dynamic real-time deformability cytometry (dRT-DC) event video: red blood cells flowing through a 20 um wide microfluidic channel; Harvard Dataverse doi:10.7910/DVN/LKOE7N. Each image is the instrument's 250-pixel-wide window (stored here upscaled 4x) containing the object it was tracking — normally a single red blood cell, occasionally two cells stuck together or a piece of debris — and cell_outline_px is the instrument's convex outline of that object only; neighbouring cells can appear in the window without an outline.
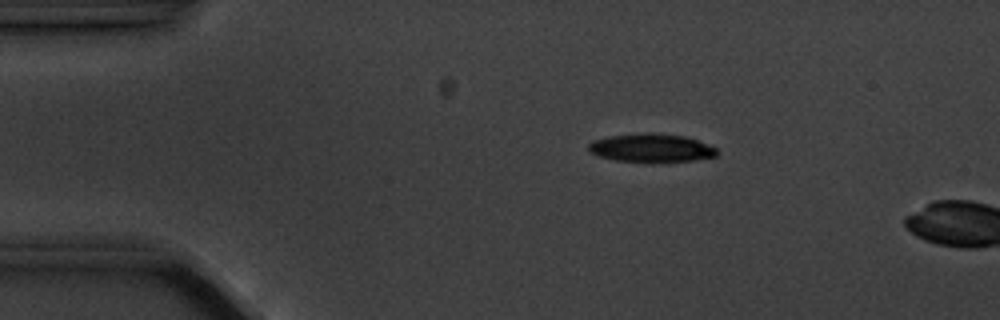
{"species": "common noctule bat (a hibernating species)", "species_latin": "Nyctalus noctula", "temperature_condition": "cold", "stored_images_in_passage": 4, "camera_frame_rate_fps": 3000, "um_per_image_px": 0.085, "animal": {"sex": "male", "body_mass_g": 20.1, "forearm_length_mm": 53.5}, "frame": {"image": 1, "passage_image": 3, "time_ms": 2.333, "image_size_px": [1000, 320], "cell_outline_px": [[716, 156], [692, 160], [652, 164], [648, 164], [616, 160], [596, 156], [588, 152], [588, 144], [592, 140], [608, 136], [652, 132], [684, 136], [696, 140], [716, 148]], "centroid_in_image_um": [55.28, 12.6], "position_along_channel_um": 29.7, "area_um2": 21.73}}